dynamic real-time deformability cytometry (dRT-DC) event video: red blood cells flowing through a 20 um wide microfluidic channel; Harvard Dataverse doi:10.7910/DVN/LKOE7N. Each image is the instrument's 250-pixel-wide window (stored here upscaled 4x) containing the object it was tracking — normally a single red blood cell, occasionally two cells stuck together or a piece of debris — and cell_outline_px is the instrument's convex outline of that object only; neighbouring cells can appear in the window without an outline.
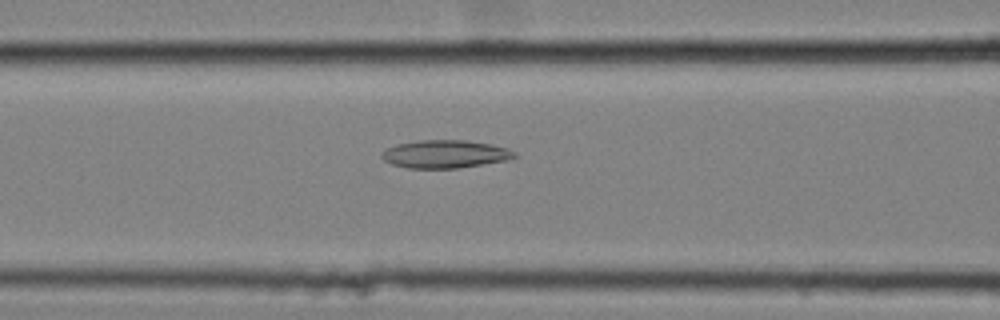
{"species": "common noctule bat (a hibernating species)", "species_latin": "Nyctalus noctula", "temperature_condition": "cold", "stored_images_in_passage": 58, "camera_frame_rate_fps": 3000, "um_per_image_px": 0.085, "animal": {"sex": "female", "body_mass_g": 25.1}, "frame": {"image": 1, "passage_image": 25, "time_ms": 8.0, "image_size_px": [1000, 320], "cell_outline_px": [[516, 156], [508, 160], [456, 168], [408, 168], [392, 164], [384, 160], [380, 156], [380, 152], [396, 144], [420, 140], [464, 140], [488, 144], [508, 148], [516, 152]], "centroid_in_image_um": [37.8, 13.09], "position_along_channel_um": 128.8, "area_um2": 21.5}}
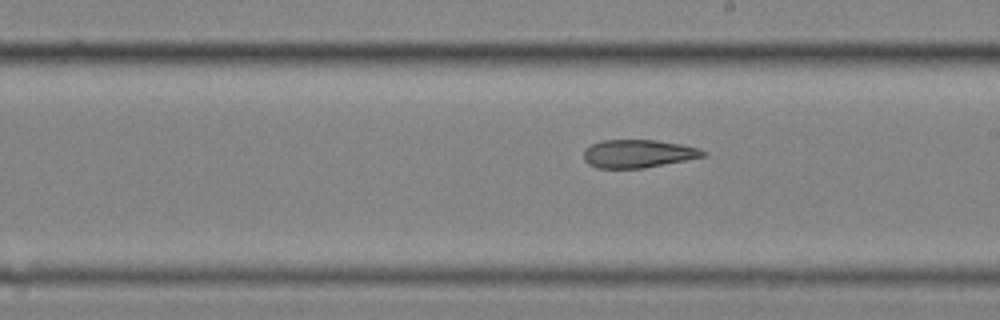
{"frame": {"image": 2, "passage_image": 34, "time_ms": 11.0, "image_size_px": [1000, 320], "cell_outline_px": [[708, 156], [644, 168], [596, 168], [588, 164], [584, 160], [584, 148], [600, 140], [656, 140], [680, 144], [696, 148], [708, 152]], "centroid_in_image_um": [54.23, 13.06], "position_along_channel_um": 234.8, "area_um2": 19.65}}
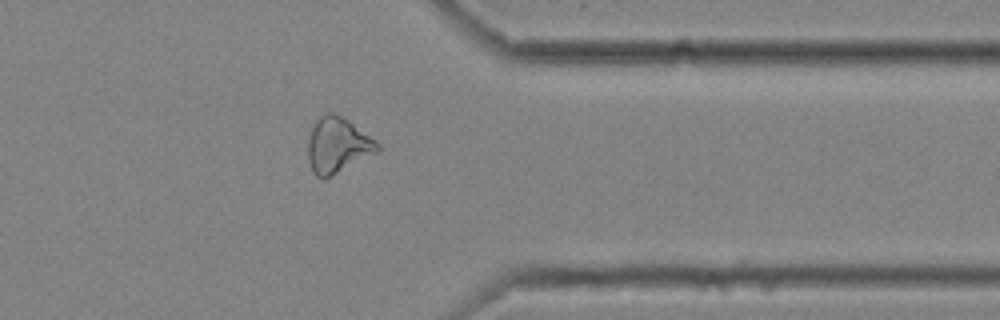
{"frame": {"image": 3, "passage_image": 47, "time_ms": 15.333, "image_size_px": [1000, 320], "cell_outline_px": [[380, 152], [324, 180], [316, 176], [312, 172], [308, 160], [308, 140], [312, 128], [316, 120], [320, 116], [328, 112], [332, 112], [348, 120], [376, 140], [380, 148]], "centroid_in_image_um": [28.71, 12.38], "position_along_channel_um": 382.7, "area_um2": 22.72}, "authors_computed_cell_mechanics": {"area_um2": 23.1778, "velocity_mm_per_s": 3.539, "shape_relaxation_time_tau1_ms": null, "shape_relaxation_time_tau2_ms": 6.8321, "deformation_change_tau1": null, "deformation_change_tau2": 0.1607}}